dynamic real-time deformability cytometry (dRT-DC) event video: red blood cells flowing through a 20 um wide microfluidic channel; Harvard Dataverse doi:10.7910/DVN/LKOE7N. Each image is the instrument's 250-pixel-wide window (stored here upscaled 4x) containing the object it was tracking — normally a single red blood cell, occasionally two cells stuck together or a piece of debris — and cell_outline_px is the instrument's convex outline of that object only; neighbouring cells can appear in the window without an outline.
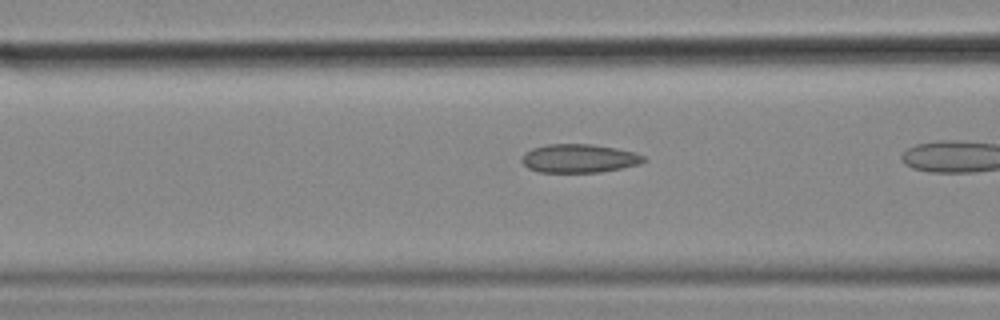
{"species": "common noctule bat (a hibernating species)", "species_latin": "Nyctalus noctula", "temperature_condition": "cold", "stored_images_in_passage": 20, "camera_frame_rate_fps": 3000, "um_per_image_px": 0.085, "animal": {"sex": "female", "body_mass_g": 18.4}, "frame": {"image": 1, "passage_image": 6, "time_ms": 1.667, "image_size_px": [1000, 320], "cell_outline_px": [[648, 160], [640, 164], [600, 172], [540, 172], [528, 168], [520, 160], [520, 156], [524, 152], [532, 148], [548, 144], [592, 144], [616, 148], [636, 152], [644, 156]], "centroid_in_image_um": [49.22, 13.46], "position_along_channel_um": 117.4, "area_um2": 20.46}}
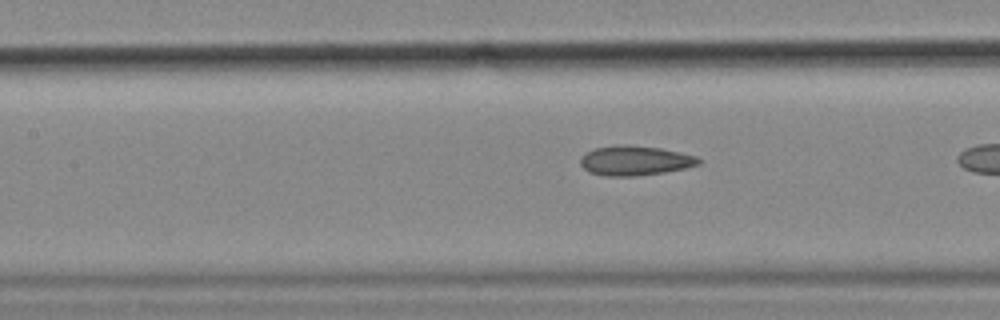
{"frame": {"image": 2, "passage_image": 9, "time_ms": 2.667, "image_size_px": [1000, 320], "cell_outline_px": [[700, 164], [684, 168], [664, 172], [636, 176], [604, 176], [588, 172], [580, 164], [580, 156], [596, 148], [616, 144], [632, 144], [660, 148], [680, 152], [696, 156], [700, 160]], "centroid_in_image_um": [53.94, 13.64], "position_along_channel_um": 153.5, "area_um2": 20.58}}